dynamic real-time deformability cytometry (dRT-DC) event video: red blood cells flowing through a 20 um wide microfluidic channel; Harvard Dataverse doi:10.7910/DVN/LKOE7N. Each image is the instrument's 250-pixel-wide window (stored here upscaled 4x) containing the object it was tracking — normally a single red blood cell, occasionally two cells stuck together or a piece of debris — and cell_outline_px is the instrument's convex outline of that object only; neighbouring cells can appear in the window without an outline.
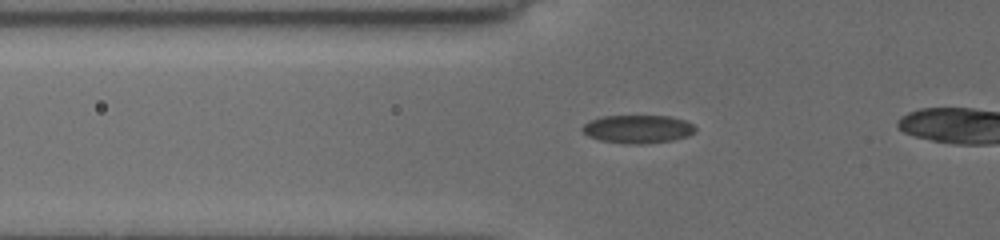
{"species": "common noctule bat (a hibernating species)", "species_latin": "Nyctalus noctula", "temperature_condition": "cold", "stored_images_in_passage": 17, "camera_frame_rate_fps": 3000, "um_per_image_px": 0.085, "animal": {"sex": "female", "body_mass_g": 19.5, "forearm_length_mm": 54.1}, "frame": {"image": 1, "passage_image": 10, "time_ms": 2.667, "image_size_px": [1000, 240], "cell_outline_px": [[696, 132], [688, 136], [672, 140], [640, 144], [628, 144], [600, 140], [588, 136], [580, 128], [588, 120], [600, 116], [668, 116], [684, 120], [692, 124], [696, 128]], "centroid_in_image_um": [54.19, 10.96], "position_along_channel_um": 71.6, "area_um2": 18.61}}
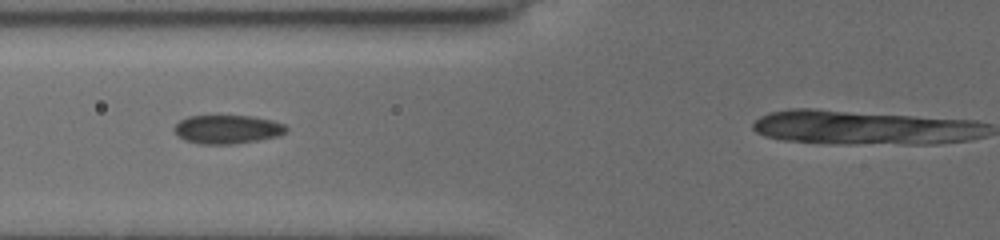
{"frame": {"image": 2, "passage_image": 15, "time_ms": 3.667, "image_size_px": [1000, 240], "cell_outline_px": [[288, 132], [276, 136], [256, 140], [232, 144], [200, 144], [184, 140], [172, 128], [180, 120], [188, 116], [252, 116], [272, 120], [284, 124], [288, 128]], "centroid_in_image_um": [19.32, 10.99], "position_along_channel_um": 106.5, "area_um2": 18.61}}